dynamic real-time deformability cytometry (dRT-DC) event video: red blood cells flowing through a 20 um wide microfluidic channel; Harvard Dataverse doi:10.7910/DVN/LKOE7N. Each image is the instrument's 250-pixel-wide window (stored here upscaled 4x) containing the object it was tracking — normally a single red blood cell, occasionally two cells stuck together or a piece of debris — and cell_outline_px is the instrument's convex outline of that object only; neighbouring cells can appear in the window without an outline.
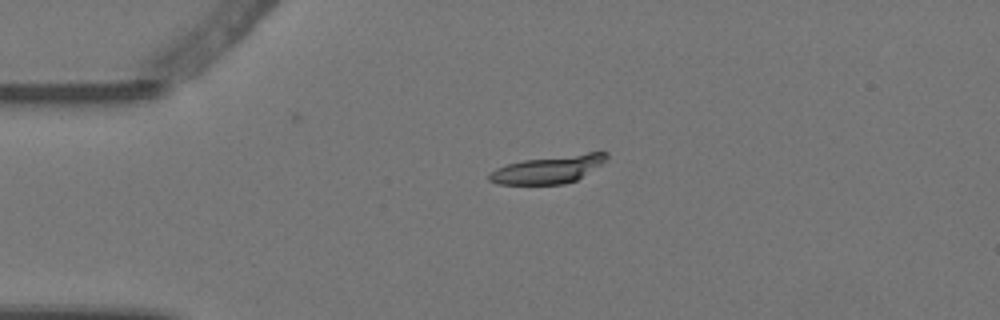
{"species": "Egyptian fruit bat (a non-hibernating species)", "species_latin": "Rousettus aegyptiacus", "temperature_condition": "warm", "stored_images_in_passage": 3, "camera_frame_rate_fps": 3000, "um_per_image_px": 0.085, "animal": {"sex": "female"}, "frame": {"image": 1, "passage_image": 2, "time_ms": 0.333, "image_size_px": [1000, 320], "cell_outline_px": [[608, 156], [600, 164], [576, 180], [564, 184], [496, 184], [488, 180], [488, 176], [496, 168], [508, 164], [524, 160], [588, 152], [608, 152]], "centroid_in_image_um": [46.58, 14.4], "position_along_channel_um": 38.4, "area_um2": 18.61}}